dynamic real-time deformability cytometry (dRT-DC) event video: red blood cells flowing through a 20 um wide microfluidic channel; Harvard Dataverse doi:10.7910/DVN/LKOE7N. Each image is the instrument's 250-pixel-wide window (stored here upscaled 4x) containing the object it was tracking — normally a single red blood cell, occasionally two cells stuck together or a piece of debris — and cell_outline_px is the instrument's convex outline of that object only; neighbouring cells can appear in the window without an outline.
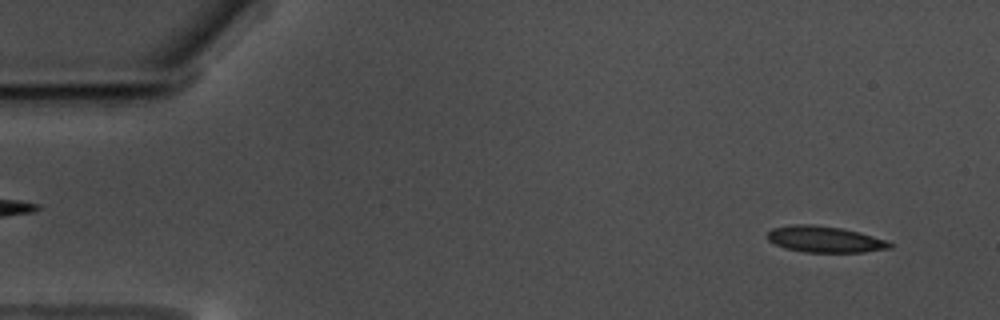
{"species": "common noctule bat (a hibernating species)", "species_latin": "Nyctalus noctula", "temperature_condition": "warm", "stored_images_in_passage": 57, "camera_frame_rate_fps": 3000, "um_per_image_px": 0.085, "animal": {"sex": "male", "body_mass_g": 17.5, "forearm_length_mm": 52.3}, "frame": {"image": 1, "passage_image": 4, "time_ms": 1.0, "image_size_px": [1000, 320], "cell_outline_px": [[892, 248], [864, 252], [804, 252], [784, 248], [768, 240], [768, 232], [772, 228], [792, 224], [812, 224], [840, 228], [860, 232], [884, 240], [892, 244]], "centroid_in_image_um": [70.08, 20.34], "position_along_channel_um": 14.9, "area_um2": 18.61}}
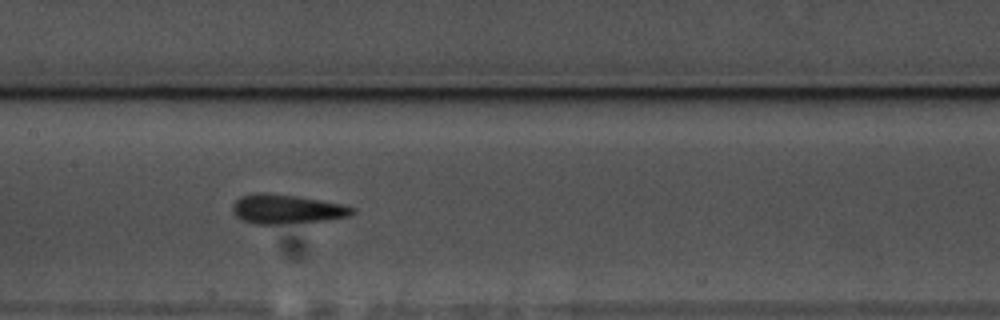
{"frame": {"image": 2, "passage_image": 28, "time_ms": 9.0, "image_size_px": [1000, 320], "cell_outline_px": [[356, 212], [348, 216], [324, 220], [280, 224], [256, 224], [240, 220], [232, 212], [232, 204], [240, 196], [256, 192], [264, 192], [296, 196], [344, 204], [356, 208]], "centroid_in_image_um": [24.33, 17.77], "position_along_channel_um": 183.1, "area_um2": 20.58}}
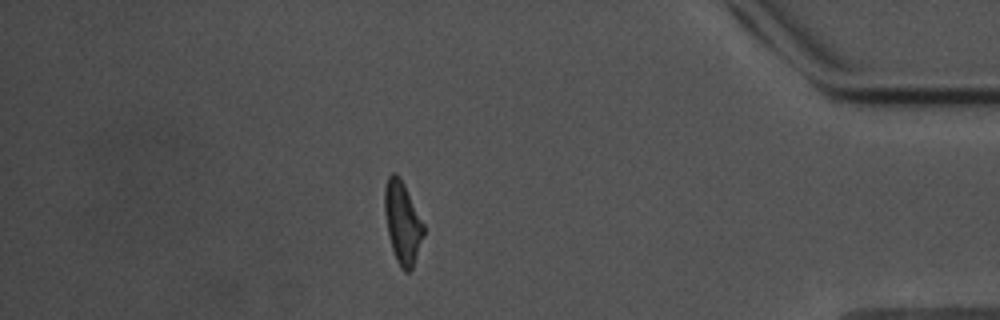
{"frame": {"image": 3, "passage_image": 50, "time_ms": 16.333, "image_size_px": [1000, 320], "cell_outline_px": [[424, 236], [412, 268], [408, 272], [404, 272], [400, 268], [396, 260], [392, 248], [388, 232], [384, 212], [384, 188], [388, 176], [392, 172], [396, 172], [400, 176], [424, 224]], "centroid_in_image_um": [34.2, 18.9], "position_along_channel_um": 401.0, "area_um2": 18.67}}